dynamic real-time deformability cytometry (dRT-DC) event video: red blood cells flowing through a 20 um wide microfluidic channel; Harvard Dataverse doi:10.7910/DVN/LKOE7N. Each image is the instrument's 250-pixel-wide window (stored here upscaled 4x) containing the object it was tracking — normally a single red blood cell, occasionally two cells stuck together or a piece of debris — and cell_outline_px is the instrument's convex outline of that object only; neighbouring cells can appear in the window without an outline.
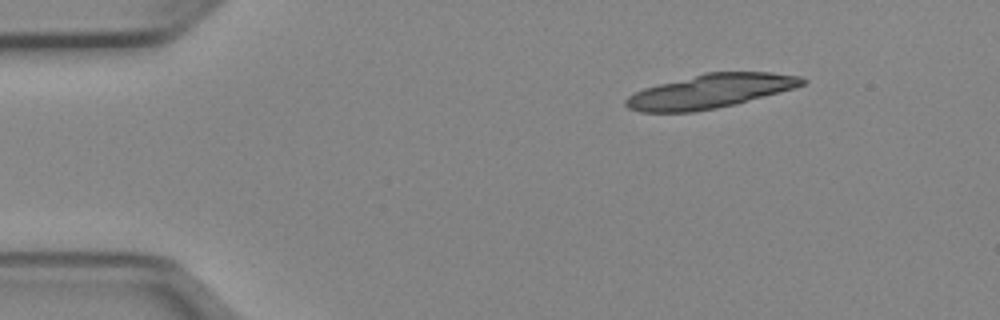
{"species": "Egyptian fruit bat (a non-hibernating species)", "species_latin": "Rousettus aegyptiacus", "temperature_condition": "cold", "stored_images_in_passage": 11, "camera_frame_rate_fps": 3000, "um_per_image_px": 0.085, "animal": {"sex": "female"}, "frame": {"image": 1, "passage_image": 1, "time_ms": 0.0, "image_size_px": [1000, 320], "cell_outline_px": [[808, 80], [804, 84], [796, 88], [736, 104], [716, 108], [692, 112], [640, 112], [628, 108], [624, 104], [624, 100], [628, 96], [644, 88], [704, 72], [772, 72], [800, 76]], "centroid_in_image_um": [60.4, 7.75], "position_along_channel_um": 24.6, "area_um2": 35.03}}